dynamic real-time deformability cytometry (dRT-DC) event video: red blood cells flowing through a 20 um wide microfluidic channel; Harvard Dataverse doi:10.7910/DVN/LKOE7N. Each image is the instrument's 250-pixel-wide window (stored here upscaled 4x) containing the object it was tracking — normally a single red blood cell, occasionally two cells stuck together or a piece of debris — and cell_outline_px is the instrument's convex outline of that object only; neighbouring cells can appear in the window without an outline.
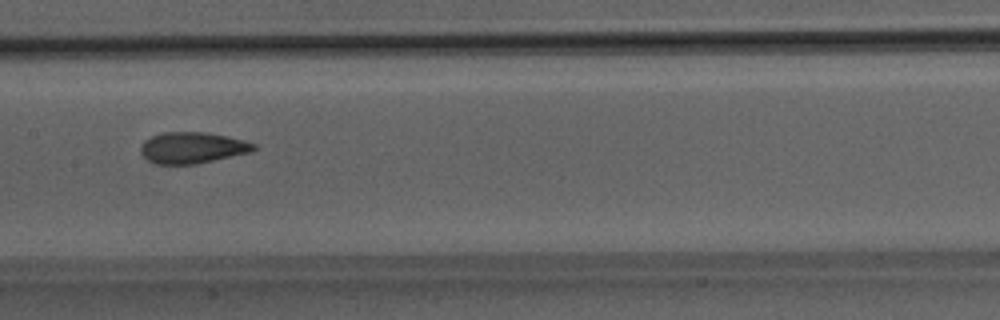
{"species": "Egyptian fruit bat (a non-hibernating species)", "species_latin": "Rousettus aegyptiacus", "temperature_condition": "room temperature", "stored_images_in_passage": 50, "camera_frame_rate_fps": 3000, "um_per_image_px": 0.085, "animal": {"sex": "male"}, "frame": {"image": 1, "passage_image": 26, "time_ms": 8.333, "image_size_px": [1000, 320], "cell_outline_px": [[256, 148], [248, 152], [196, 164], [156, 164], [148, 160], [140, 152], [140, 148], [144, 140], [160, 132], [204, 132], [228, 136], [244, 140], [256, 144]], "centroid_in_image_um": [16.31, 12.55], "position_along_channel_um": 191.1, "area_um2": 20.46}}
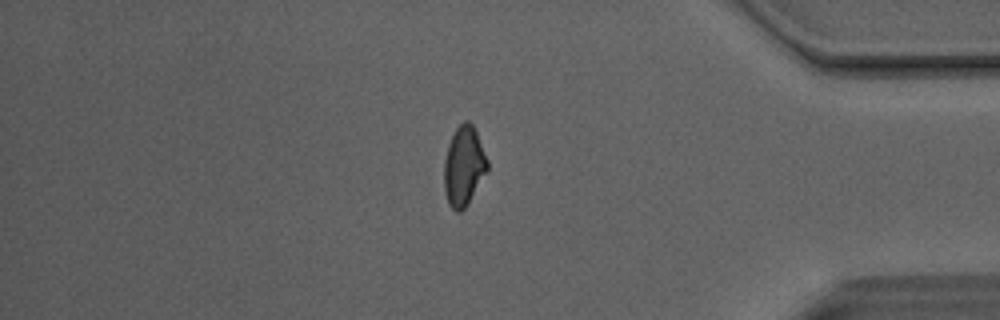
{"frame": {"image": 2, "passage_image": 43, "time_ms": 14.0, "image_size_px": [1000, 320], "cell_outline_px": [[488, 172], [468, 204], [460, 212], [456, 212], [448, 204], [444, 192], [444, 160], [448, 144], [456, 128], [464, 120], [468, 120], [472, 124], [476, 132], [488, 160]], "centroid_in_image_um": [39.42, 14.15], "position_along_channel_um": 395.8, "area_um2": 20.29}}
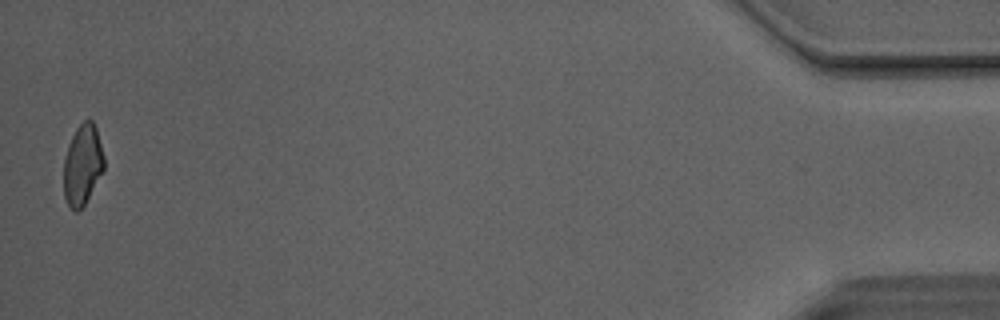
{"frame": {"image": 3, "passage_image": 50, "time_ms": 16.333, "image_size_px": [1000, 320], "cell_outline_px": [[104, 168], [84, 204], [76, 212], [68, 204], [64, 196], [64, 156], [72, 136], [76, 128], [84, 120], [92, 120], [96, 128], [104, 156]], "centroid_in_image_um": [7.01, 13.97], "position_along_channel_um": 428.2, "area_um2": 18.55}, "authors_computed_cell_mechanics": {"area_um2": 20.8947, "velocity_mm_per_s": 4.1359, "shape_relaxation_time_tau1_ms": 8.1548, "shape_relaxation_time_tau2_ms": 1.4605, "deformation_change_tau1": 0.1819, "deformation_change_tau2": 0.0716}}